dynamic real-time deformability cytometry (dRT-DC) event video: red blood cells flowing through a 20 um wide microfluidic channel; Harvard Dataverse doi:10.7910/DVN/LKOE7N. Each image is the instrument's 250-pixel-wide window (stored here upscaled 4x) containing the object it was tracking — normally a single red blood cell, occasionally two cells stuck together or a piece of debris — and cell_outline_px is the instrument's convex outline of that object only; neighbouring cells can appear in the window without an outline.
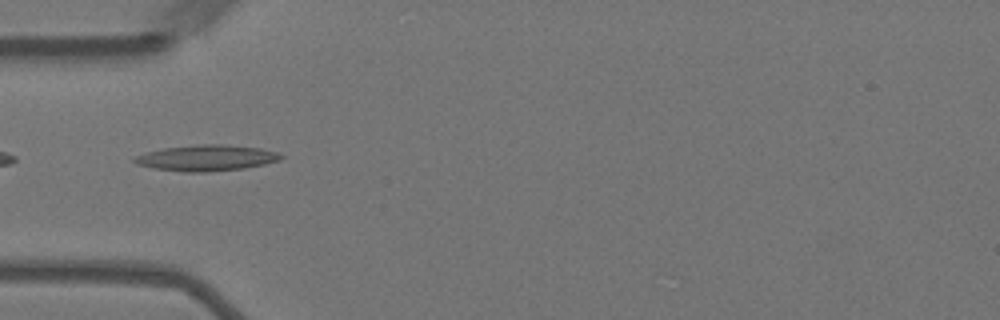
{"species": "Egyptian fruit bat (a non-hibernating species)", "species_latin": "Rousettus aegyptiacus", "temperature_condition": "warm", "stored_images_in_passage": 38, "camera_frame_rate_fps": 3000, "um_per_image_px": 0.085, "animal": {"sex": "female"}, "frame": {"image": 1, "passage_image": 2, "time_ms": 0.333, "image_size_px": [1000, 320], "cell_outline_px": [[284, 156], [280, 160], [264, 164], [244, 168], [204, 172], [184, 172], [152, 168], [136, 164], [132, 160], [136, 156], [148, 152], [164, 148], [196, 144], [224, 144], [260, 148], [280, 152]], "centroid_in_image_um": [17.57, 13.42], "position_along_channel_um": 67.4, "area_um2": 22.2}}
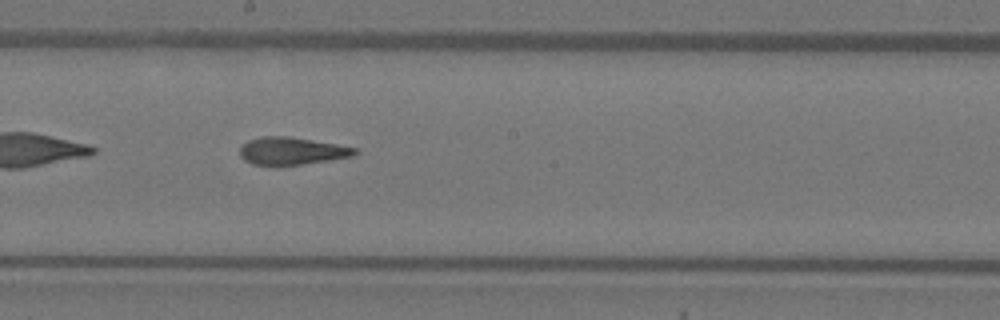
{"frame": {"image": 2, "passage_image": 15, "time_ms": 4.667, "image_size_px": [1000, 320], "cell_outline_px": [[360, 152], [356, 156], [280, 168], [276, 168], [252, 164], [244, 160], [240, 156], [240, 148], [248, 140], [264, 136], [288, 136], [336, 144], [356, 148]], "centroid_in_image_um": [24.8, 12.88], "position_along_channel_um": 223.4, "area_um2": 19.13}}
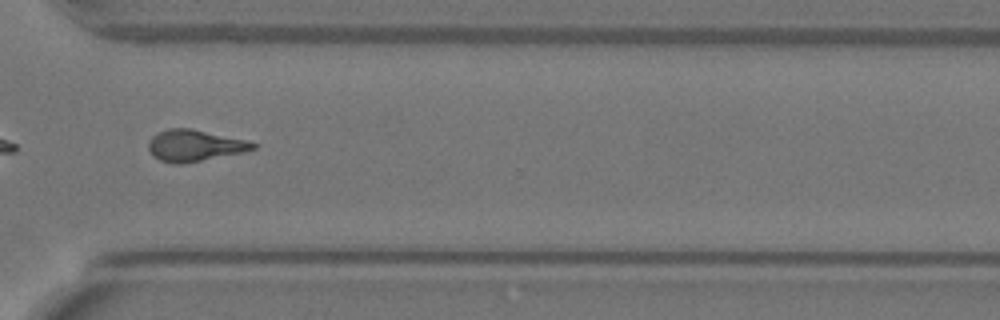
{"frame": {"image": 3, "passage_image": 26, "time_ms": 8.333, "image_size_px": [1000, 320], "cell_outline_px": [[256, 148], [244, 152], [180, 164], [172, 164], [160, 160], [152, 156], [148, 148], [148, 140], [156, 132], [168, 128], [188, 128], [248, 140], [256, 144]], "centroid_in_image_um": [16.49, 12.37], "position_along_channel_um": 354.1, "area_um2": 19.19}, "authors_computed_cell_mechanics": {"area_um2": 18.9873, "velocity_mm_per_s": 3.5736, "shape_relaxation_time_tau1_ms": null, "shape_relaxation_time_tau2_ms": 3.1878, "deformation_change_tau1": null, "deformation_change_tau2": 0.1181}}